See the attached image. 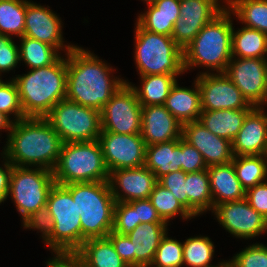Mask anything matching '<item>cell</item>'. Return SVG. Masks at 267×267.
<instances>
[{
  "label": "cell",
  "mask_w": 267,
  "mask_h": 267,
  "mask_svg": "<svg viewBox=\"0 0 267 267\" xmlns=\"http://www.w3.org/2000/svg\"><path fill=\"white\" fill-rule=\"evenodd\" d=\"M264 105H267V79L265 82V89L262 96V101L256 106L257 108L264 109Z\"/></svg>",
  "instance_id": "cell-52"
},
{
  "label": "cell",
  "mask_w": 267,
  "mask_h": 267,
  "mask_svg": "<svg viewBox=\"0 0 267 267\" xmlns=\"http://www.w3.org/2000/svg\"><path fill=\"white\" fill-rule=\"evenodd\" d=\"M187 173L177 170L158 179V183L173 193L174 197L188 211V196L185 193V180Z\"/></svg>",
  "instance_id": "cell-42"
},
{
  "label": "cell",
  "mask_w": 267,
  "mask_h": 267,
  "mask_svg": "<svg viewBox=\"0 0 267 267\" xmlns=\"http://www.w3.org/2000/svg\"><path fill=\"white\" fill-rule=\"evenodd\" d=\"M182 138L202 154L207 167L233 160L232 142L214 135L199 121L183 124Z\"/></svg>",
  "instance_id": "cell-19"
},
{
  "label": "cell",
  "mask_w": 267,
  "mask_h": 267,
  "mask_svg": "<svg viewBox=\"0 0 267 267\" xmlns=\"http://www.w3.org/2000/svg\"><path fill=\"white\" fill-rule=\"evenodd\" d=\"M66 99L101 111L125 80L88 49L74 46L67 54ZM112 74V75H111ZM114 78H113V77Z\"/></svg>",
  "instance_id": "cell-1"
},
{
  "label": "cell",
  "mask_w": 267,
  "mask_h": 267,
  "mask_svg": "<svg viewBox=\"0 0 267 267\" xmlns=\"http://www.w3.org/2000/svg\"><path fill=\"white\" fill-rule=\"evenodd\" d=\"M181 0H155L147 3L148 9L138 15L137 23L153 33L171 36L174 24L180 18Z\"/></svg>",
  "instance_id": "cell-24"
},
{
  "label": "cell",
  "mask_w": 267,
  "mask_h": 267,
  "mask_svg": "<svg viewBox=\"0 0 267 267\" xmlns=\"http://www.w3.org/2000/svg\"><path fill=\"white\" fill-rule=\"evenodd\" d=\"M4 81L1 79V77H0V85L3 83Z\"/></svg>",
  "instance_id": "cell-55"
},
{
  "label": "cell",
  "mask_w": 267,
  "mask_h": 267,
  "mask_svg": "<svg viewBox=\"0 0 267 267\" xmlns=\"http://www.w3.org/2000/svg\"><path fill=\"white\" fill-rule=\"evenodd\" d=\"M100 112L102 131L141 134L142 106L128 83L115 92Z\"/></svg>",
  "instance_id": "cell-11"
},
{
  "label": "cell",
  "mask_w": 267,
  "mask_h": 267,
  "mask_svg": "<svg viewBox=\"0 0 267 267\" xmlns=\"http://www.w3.org/2000/svg\"><path fill=\"white\" fill-rule=\"evenodd\" d=\"M64 143L98 140L101 134V112L62 99L44 117Z\"/></svg>",
  "instance_id": "cell-9"
},
{
  "label": "cell",
  "mask_w": 267,
  "mask_h": 267,
  "mask_svg": "<svg viewBox=\"0 0 267 267\" xmlns=\"http://www.w3.org/2000/svg\"><path fill=\"white\" fill-rule=\"evenodd\" d=\"M75 253L85 267H129L108 237L86 240Z\"/></svg>",
  "instance_id": "cell-28"
},
{
  "label": "cell",
  "mask_w": 267,
  "mask_h": 267,
  "mask_svg": "<svg viewBox=\"0 0 267 267\" xmlns=\"http://www.w3.org/2000/svg\"><path fill=\"white\" fill-rule=\"evenodd\" d=\"M200 72L196 77L202 110L253 109L225 73Z\"/></svg>",
  "instance_id": "cell-14"
},
{
  "label": "cell",
  "mask_w": 267,
  "mask_h": 267,
  "mask_svg": "<svg viewBox=\"0 0 267 267\" xmlns=\"http://www.w3.org/2000/svg\"><path fill=\"white\" fill-rule=\"evenodd\" d=\"M0 112L15 118L14 122L26 118L20 103L19 91L14 79L0 85ZM15 115V116H14Z\"/></svg>",
  "instance_id": "cell-39"
},
{
  "label": "cell",
  "mask_w": 267,
  "mask_h": 267,
  "mask_svg": "<svg viewBox=\"0 0 267 267\" xmlns=\"http://www.w3.org/2000/svg\"><path fill=\"white\" fill-rule=\"evenodd\" d=\"M207 171L212 193V211L220 203L245 199L246 190L236 176L232 161L209 166Z\"/></svg>",
  "instance_id": "cell-23"
},
{
  "label": "cell",
  "mask_w": 267,
  "mask_h": 267,
  "mask_svg": "<svg viewBox=\"0 0 267 267\" xmlns=\"http://www.w3.org/2000/svg\"><path fill=\"white\" fill-rule=\"evenodd\" d=\"M182 125L164 105L142 106L141 136L146 146L180 139Z\"/></svg>",
  "instance_id": "cell-20"
},
{
  "label": "cell",
  "mask_w": 267,
  "mask_h": 267,
  "mask_svg": "<svg viewBox=\"0 0 267 267\" xmlns=\"http://www.w3.org/2000/svg\"><path fill=\"white\" fill-rule=\"evenodd\" d=\"M232 162L245 190L267 180V155L234 156Z\"/></svg>",
  "instance_id": "cell-34"
},
{
  "label": "cell",
  "mask_w": 267,
  "mask_h": 267,
  "mask_svg": "<svg viewBox=\"0 0 267 267\" xmlns=\"http://www.w3.org/2000/svg\"><path fill=\"white\" fill-rule=\"evenodd\" d=\"M164 106L182 124L198 121L202 108L197 80L195 79L192 89L180 87L176 81L166 98Z\"/></svg>",
  "instance_id": "cell-26"
},
{
  "label": "cell",
  "mask_w": 267,
  "mask_h": 267,
  "mask_svg": "<svg viewBox=\"0 0 267 267\" xmlns=\"http://www.w3.org/2000/svg\"><path fill=\"white\" fill-rule=\"evenodd\" d=\"M27 0H0V35L23 37Z\"/></svg>",
  "instance_id": "cell-35"
},
{
  "label": "cell",
  "mask_w": 267,
  "mask_h": 267,
  "mask_svg": "<svg viewBox=\"0 0 267 267\" xmlns=\"http://www.w3.org/2000/svg\"><path fill=\"white\" fill-rule=\"evenodd\" d=\"M108 182L116 202H130L149 199L158 180L153 172L142 166L111 171Z\"/></svg>",
  "instance_id": "cell-18"
},
{
  "label": "cell",
  "mask_w": 267,
  "mask_h": 267,
  "mask_svg": "<svg viewBox=\"0 0 267 267\" xmlns=\"http://www.w3.org/2000/svg\"><path fill=\"white\" fill-rule=\"evenodd\" d=\"M208 236L190 237L183 241V265L190 267H216L211 264L215 252Z\"/></svg>",
  "instance_id": "cell-36"
},
{
  "label": "cell",
  "mask_w": 267,
  "mask_h": 267,
  "mask_svg": "<svg viewBox=\"0 0 267 267\" xmlns=\"http://www.w3.org/2000/svg\"><path fill=\"white\" fill-rule=\"evenodd\" d=\"M62 20L48 7L27 0L24 35L67 54L75 45H65ZM64 48V49H63Z\"/></svg>",
  "instance_id": "cell-17"
},
{
  "label": "cell",
  "mask_w": 267,
  "mask_h": 267,
  "mask_svg": "<svg viewBox=\"0 0 267 267\" xmlns=\"http://www.w3.org/2000/svg\"><path fill=\"white\" fill-rule=\"evenodd\" d=\"M20 62L19 47L11 36L0 35V76L16 68Z\"/></svg>",
  "instance_id": "cell-44"
},
{
  "label": "cell",
  "mask_w": 267,
  "mask_h": 267,
  "mask_svg": "<svg viewBox=\"0 0 267 267\" xmlns=\"http://www.w3.org/2000/svg\"><path fill=\"white\" fill-rule=\"evenodd\" d=\"M232 57L267 58V35L247 27L232 30Z\"/></svg>",
  "instance_id": "cell-31"
},
{
  "label": "cell",
  "mask_w": 267,
  "mask_h": 267,
  "mask_svg": "<svg viewBox=\"0 0 267 267\" xmlns=\"http://www.w3.org/2000/svg\"><path fill=\"white\" fill-rule=\"evenodd\" d=\"M138 225L140 221H137L136 210L128 202H116L112 232L129 235Z\"/></svg>",
  "instance_id": "cell-41"
},
{
  "label": "cell",
  "mask_w": 267,
  "mask_h": 267,
  "mask_svg": "<svg viewBox=\"0 0 267 267\" xmlns=\"http://www.w3.org/2000/svg\"><path fill=\"white\" fill-rule=\"evenodd\" d=\"M182 137L178 140L147 145L145 163L158 180L160 177L181 170Z\"/></svg>",
  "instance_id": "cell-25"
},
{
  "label": "cell",
  "mask_w": 267,
  "mask_h": 267,
  "mask_svg": "<svg viewBox=\"0 0 267 267\" xmlns=\"http://www.w3.org/2000/svg\"><path fill=\"white\" fill-rule=\"evenodd\" d=\"M107 237L111 240L121 259L125 261L129 267H132V248L129 237L112 231Z\"/></svg>",
  "instance_id": "cell-48"
},
{
  "label": "cell",
  "mask_w": 267,
  "mask_h": 267,
  "mask_svg": "<svg viewBox=\"0 0 267 267\" xmlns=\"http://www.w3.org/2000/svg\"><path fill=\"white\" fill-rule=\"evenodd\" d=\"M167 223H144L129 235L132 248V267H149L161 239L167 233Z\"/></svg>",
  "instance_id": "cell-22"
},
{
  "label": "cell",
  "mask_w": 267,
  "mask_h": 267,
  "mask_svg": "<svg viewBox=\"0 0 267 267\" xmlns=\"http://www.w3.org/2000/svg\"><path fill=\"white\" fill-rule=\"evenodd\" d=\"M185 193L188 196V212L196 217L208 210L212 211V193L207 169L187 173Z\"/></svg>",
  "instance_id": "cell-30"
},
{
  "label": "cell",
  "mask_w": 267,
  "mask_h": 267,
  "mask_svg": "<svg viewBox=\"0 0 267 267\" xmlns=\"http://www.w3.org/2000/svg\"><path fill=\"white\" fill-rule=\"evenodd\" d=\"M234 267H267V246L255 243L229 259Z\"/></svg>",
  "instance_id": "cell-40"
},
{
  "label": "cell",
  "mask_w": 267,
  "mask_h": 267,
  "mask_svg": "<svg viewBox=\"0 0 267 267\" xmlns=\"http://www.w3.org/2000/svg\"><path fill=\"white\" fill-rule=\"evenodd\" d=\"M98 141L109 173L118 169L144 166L146 144L141 134L101 131Z\"/></svg>",
  "instance_id": "cell-12"
},
{
  "label": "cell",
  "mask_w": 267,
  "mask_h": 267,
  "mask_svg": "<svg viewBox=\"0 0 267 267\" xmlns=\"http://www.w3.org/2000/svg\"><path fill=\"white\" fill-rule=\"evenodd\" d=\"M178 77L175 74H154L140 76L141 88L136 87L131 82H127L135 91L141 106L164 105L169 96L172 86Z\"/></svg>",
  "instance_id": "cell-29"
},
{
  "label": "cell",
  "mask_w": 267,
  "mask_h": 267,
  "mask_svg": "<svg viewBox=\"0 0 267 267\" xmlns=\"http://www.w3.org/2000/svg\"><path fill=\"white\" fill-rule=\"evenodd\" d=\"M19 39L20 61H24L31 69L52 65L61 57V52L49 44L26 36Z\"/></svg>",
  "instance_id": "cell-33"
},
{
  "label": "cell",
  "mask_w": 267,
  "mask_h": 267,
  "mask_svg": "<svg viewBox=\"0 0 267 267\" xmlns=\"http://www.w3.org/2000/svg\"><path fill=\"white\" fill-rule=\"evenodd\" d=\"M47 267H85V264L75 252H55L47 261Z\"/></svg>",
  "instance_id": "cell-49"
},
{
  "label": "cell",
  "mask_w": 267,
  "mask_h": 267,
  "mask_svg": "<svg viewBox=\"0 0 267 267\" xmlns=\"http://www.w3.org/2000/svg\"><path fill=\"white\" fill-rule=\"evenodd\" d=\"M216 267H234L233 264L228 260L224 261L223 262H219V264L216 265Z\"/></svg>",
  "instance_id": "cell-53"
},
{
  "label": "cell",
  "mask_w": 267,
  "mask_h": 267,
  "mask_svg": "<svg viewBox=\"0 0 267 267\" xmlns=\"http://www.w3.org/2000/svg\"><path fill=\"white\" fill-rule=\"evenodd\" d=\"M225 74L250 105L256 107L262 101L267 79V58L232 57Z\"/></svg>",
  "instance_id": "cell-16"
},
{
  "label": "cell",
  "mask_w": 267,
  "mask_h": 267,
  "mask_svg": "<svg viewBox=\"0 0 267 267\" xmlns=\"http://www.w3.org/2000/svg\"><path fill=\"white\" fill-rule=\"evenodd\" d=\"M70 193L81 221V246L89 239L103 238L112 231L115 199L108 181L63 185Z\"/></svg>",
  "instance_id": "cell-5"
},
{
  "label": "cell",
  "mask_w": 267,
  "mask_h": 267,
  "mask_svg": "<svg viewBox=\"0 0 267 267\" xmlns=\"http://www.w3.org/2000/svg\"><path fill=\"white\" fill-rule=\"evenodd\" d=\"M227 8L244 27L267 35V0H226Z\"/></svg>",
  "instance_id": "cell-32"
},
{
  "label": "cell",
  "mask_w": 267,
  "mask_h": 267,
  "mask_svg": "<svg viewBox=\"0 0 267 267\" xmlns=\"http://www.w3.org/2000/svg\"><path fill=\"white\" fill-rule=\"evenodd\" d=\"M224 1V0H223ZM220 6L219 0H181L180 18L173 27L171 37L183 50L199 31L227 6Z\"/></svg>",
  "instance_id": "cell-15"
},
{
  "label": "cell",
  "mask_w": 267,
  "mask_h": 267,
  "mask_svg": "<svg viewBox=\"0 0 267 267\" xmlns=\"http://www.w3.org/2000/svg\"><path fill=\"white\" fill-rule=\"evenodd\" d=\"M7 136L2 158L13 166L54 171L64 142L44 117H26L14 122Z\"/></svg>",
  "instance_id": "cell-2"
},
{
  "label": "cell",
  "mask_w": 267,
  "mask_h": 267,
  "mask_svg": "<svg viewBox=\"0 0 267 267\" xmlns=\"http://www.w3.org/2000/svg\"><path fill=\"white\" fill-rule=\"evenodd\" d=\"M163 236L149 267H181L183 266V243Z\"/></svg>",
  "instance_id": "cell-38"
},
{
  "label": "cell",
  "mask_w": 267,
  "mask_h": 267,
  "mask_svg": "<svg viewBox=\"0 0 267 267\" xmlns=\"http://www.w3.org/2000/svg\"><path fill=\"white\" fill-rule=\"evenodd\" d=\"M53 176L59 185L108 181L109 171L99 141L63 143Z\"/></svg>",
  "instance_id": "cell-6"
},
{
  "label": "cell",
  "mask_w": 267,
  "mask_h": 267,
  "mask_svg": "<svg viewBox=\"0 0 267 267\" xmlns=\"http://www.w3.org/2000/svg\"><path fill=\"white\" fill-rule=\"evenodd\" d=\"M249 205L267 219V180L246 190Z\"/></svg>",
  "instance_id": "cell-46"
},
{
  "label": "cell",
  "mask_w": 267,
  "mask_h": 267,
  "mask_svg": "<svg viewBox=\"0 0 267 267\" xmlns=\"http://www.w3.org/2000/svg\"><path fill=\"white\" fill-rule=\"evenodd\" d=\"M13 124H14V121L11 120L9 116L0 112V131L6 129L5 131H8V135H9V132L12 130Z\"/></svg>",
  "instance_id": "cell-51"
},
{
  "label": "cell",
  "mask_w": 267,
  "mask_h": 267,
  "mask_svg": "<svg viewBox=\"0 0 267 267\" xmlns=\"http://www.w3.org/2000/svg\"><path fill=\"white\" fill-rule=\"evenodd\" d=\"M251 110H202L198 121L214 135L233 142Z\"/></svg>",
  "instance_id": "cell-27"
},
{
  "label": "cell",
  "mask_w": 267,
  "mask_h": 267,
  "mask_svg": "<svg viewBox=\"0 0 267 267\" xmlns=\"http://www.w3.org/2000/svg\"><path fill=\"white\" fill-rule=\"evenodd\" d=\"M54 220L52 234L44 241L52 252H76L81 247V221L76 201L63 186L54 184L46 205Z\"/></svg>",
  "instance_id": "cell-8"
},
{
  "label": "cell",
  "mask_w": 267,
  "mask_h": 267,
  "mask_svg": "<svg viewBox=\"0 0 267 267\" xmlns=\"http://www.w3.org/2000/svg\"><path fill=\"white\" fill-rule=\"evenodd\" d=\"M23 227L26 229L40 230L42 239L45 241L54 229V220L47 206L39 208L23 220Z\"/></svg>",
  "instance_id": "cell-43"
},
{
  "label": "cell",
  "mask_w": 267,
  "mask_h": 267,
  "mask_svg": "<svg viewBox=\"0 0 267 267\" xmlns=\"http://www.w3.org/2000/svg\"><path fill=\"white\" fill-rule=\"evenodd\" d=\"M134 59L139 75L183 74V50L171 36L144 30L135 23Z\"/></svg>",
  "instance_id": "cell-7"
},
{
  "label": "cell",
  "mask_w": 267,
  "mask_h": 267,
  "mask_svg": "<svg viewBox=\"0 0 267 267\" xmlns=\"http://www.w3.org/2000/svg\"><path fill=\"white\" fill-rule=\"evenodd\" d=\"M135 210L137 221L144 223H165L149 199L133 200L128 202Z\"/></svg>",
  "instance_id": "cell-47"
},
{
  "label": "cell",
  "mask_w": 267,
  "mask_h": 267,
  "mask_svg": "<svg viewBox=\"0 0 267 267\" xmlns=\"http://www.w3.org/2000/svg\"><path fill=\"white\" fill-rule=\"evenodd\" d=\"M64 57L52 65L30 69L22 76L13 77L25 117H45L66 98L67 58Z\"/></svg>",
  "instance_id": "cell-3"
},
{
  "label": "cell",
  "mask_w": 267,
  "mask_h": 267,
  "mask_svg": "<svg viewBox=\"0 0 267 267\" xmlns=\"http://www.w3.org/2000/svg\"><path fill=\"white\" fill-rule=\"evenodd\" d=\"M55 180L53 171L40 167L13 166L7 197L13 199L22 221L47 205Z\"/></svg>",
  "instance_id": "cell-10"
},
{
  "label": "cell",
  "mask_w": 267,
  "mask_h": 267,
  "mask_svg": "<svg viewBox=\"0 0 267 267\" xmlns=\"http://www.w3.org/2000/svg\"><path fill=\"white\" fill-rule=\"evenodd\" d=\"M213 213L220 225L236 238L248 240L267 233V219L246 199L220 203L213 208Z\"/></svg>",
  "instance_id": "cell-13"
},
{
  "label": "cell",
  "mask_w": 267,
  "mask_h": 267,
  "mask_svg": "<svg viewBox=\"0 0 267 267\" xmlns=\"http://www.w3.org/2000/svg\"><path fill=\"white\" fill-rule=\"evenodd\" d=\"M232 12L226 7L207 23L183 49L184 71L206 67L213 74L225 73L232 58ZM214 71V72H213Z\"/></svg>",
  "instance_id": "cell-4"
},
{
  "label": "cell",
  "mask_w": 267,
  "mask_h": 267,
  "mask_svg": "<svg viewBox=\"0 0 267 267\" xmlns=\"http://www.w3.org/2000/svg\"><path fill=\"white\" fill-rule=\"evenodd\" d=\"M207 168L202 154L182 138L181 170L186 173H194Z\"/></svg>",
  "instance_id": "cell-45"
},
{
  "label": "cell",
  "mask_w": 267,
  "mask_h": 267,
  "mask_svg": "<svg viewBox=\"0 0 267 267\" xmlns=\"http://www.w3.org/2000/svg\"><path fill=\"white\" fill-rule=\"evenodd\" d=\"M149 200L160 215L161 219L167 224L170 219L172 220L173 217L175 218V216L178 214L183 220H191L194 218L174 197L173 193L160 185L158 182L155 184Z\"/></svg>",
  "instance_id": "cell-37"
},
{
  "label": "cell",
  "mask_w": 267,
  "mask_h": 267,
  "mask_svg": "<svg viewBox=\"0 0 267 267\" xmlns=\"http://www.w3.org/2000/svg\"><path fill=\"white\" fill-rule=\"evenodd\" d=\"M5 162L2 164L3 167H0V204L7 199V193L9 189L10 174L13 168V165L3 159Z\"/></svg>",
  "instance_id": "cell-50"
},
{
  "label": "cell",
  "mask_w": 267,
  "mask_h": 267,
  "mask_svg": "<svg viewBox=\"0 0 267 267\" xmlns=\"http://www.w3.org/2000/svg\"><path fill=\"white\" fill-rule=\"evenodd\" d=\"M142 1L146 2V4H147V3H151V2H153L155 0H142Z\"/></svg>",
  "instance_id": "cell-54"
},
{
  "label": "cell",
  "mask_w": 267,
  "mask_h": 267,
  "mask_svg": "<svg viewBox=\"0 0 267 267\" xmlns=\"http://www.w3.org/2000/svg\"><path fill=\"white\" fill-rule=\"evenodd\" d=\"M234 156L267 155V113L254 107L232 142Z\"/></svg>",
  "instance_id": "cell-21"
}]
</instances>
